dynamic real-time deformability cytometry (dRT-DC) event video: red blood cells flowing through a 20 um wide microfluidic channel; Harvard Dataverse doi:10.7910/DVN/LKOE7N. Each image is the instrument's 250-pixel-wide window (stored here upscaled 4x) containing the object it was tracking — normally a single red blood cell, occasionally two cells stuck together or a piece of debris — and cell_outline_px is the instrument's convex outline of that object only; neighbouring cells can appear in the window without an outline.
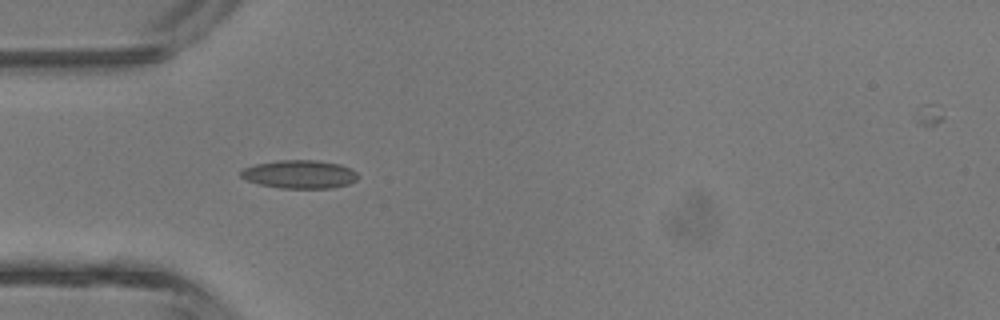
{"species": "common noctule bat (a hibernating species)", "species_latin": "Nyctalus noctula", "temperature_condition": "room temperature", "stored_images_in_passage": 5, "camera_frame_rate_fps": 3000, "um_per_image_px": 0.085, "animal": {"sex": "male", "body_mass_g": 13.3}, "frame": {"image": 1, "passage_image": 4, "time_ms": 4.333, "image_size_px": [1000, 320], "cell_outline_px": [[360, 176], [356, 180], [348, 184], [332, 188], [280, 188], [260, 184], [248, 180], [240, 176], [240, 172], [244, 168], [256, 164], [280, 160], [316, 160], [340, 164], [356, 172]], "centroid_in_image_um": [25.49, 14.81], "position_along_channel_um": 59.5, "area_um2": 19.19}}
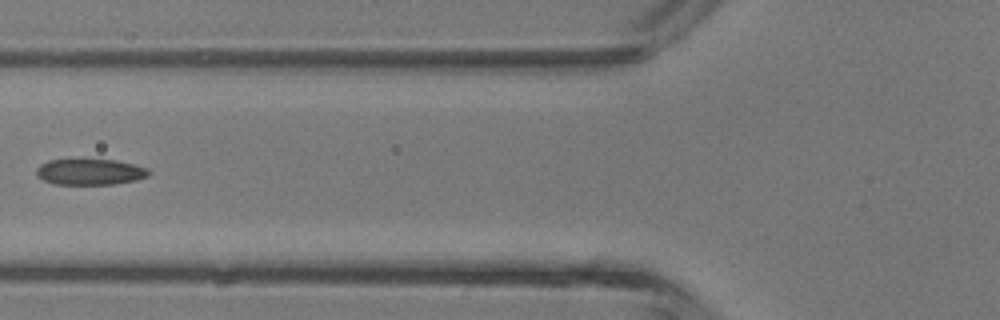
{"frame": {"image": 2, "passage_image": 5, "time_ms": 5.667, "image_size_px": [1000, 320], "cell_outline_px": [[148, 176], [136, 180], [112, 184], [52, 184], [36, 176], [36, 168], [40, 164], [48, 160], [116, 160], [148, 168]], "centroid_in_image_um": [7.61, 14.61], "position_along_channel_um": 118.2, "area_um2": 16.88}}